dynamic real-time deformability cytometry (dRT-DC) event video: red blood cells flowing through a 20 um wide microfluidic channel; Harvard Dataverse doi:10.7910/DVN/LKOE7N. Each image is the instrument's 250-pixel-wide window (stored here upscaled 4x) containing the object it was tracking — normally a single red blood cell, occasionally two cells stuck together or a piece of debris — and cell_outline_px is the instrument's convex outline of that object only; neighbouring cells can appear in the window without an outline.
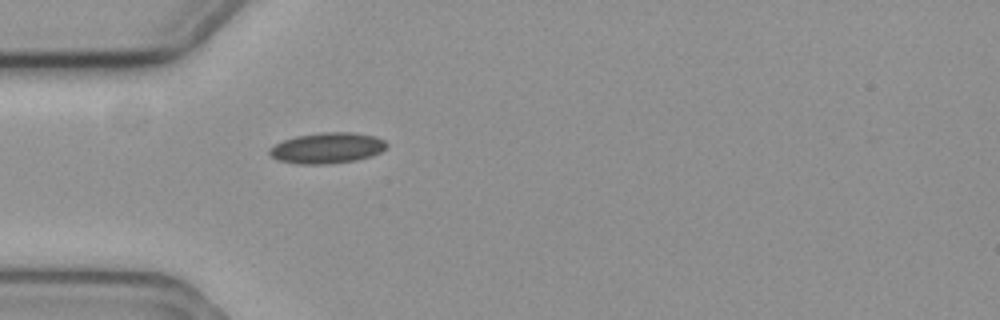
{"species": "common noctule bat (a hibernating species)", "species_latin": "Nyctalus noctula", "temperature_condition": "cold", "stored_images_in_passage": 36, "camera_frame_rate_fps": 3000, "um_per_image_px": 0.085, "animal": {"sex": "female", "body_mass_g": 19.3, "forearm_length_mm": 54.1}, "frame": {"image": 1, "passage_image": 1, "time_ms": 0.0, "image_size_px": [1000, 320], "cell_outline_px": [[388, 144], [380, 152], [372, 156], [356, 160], [328, 164], [300, 164], [280, 160], [272, 156], [268, 152], [276, 144], [284, 140], [296, 136], [320, 132], [352, 132], [376, 136], [384, 140]], "centroid_in_image_um": [27.85, 12.57], "position_along_channel_um": 57.1, "area_um2": 20.87}}
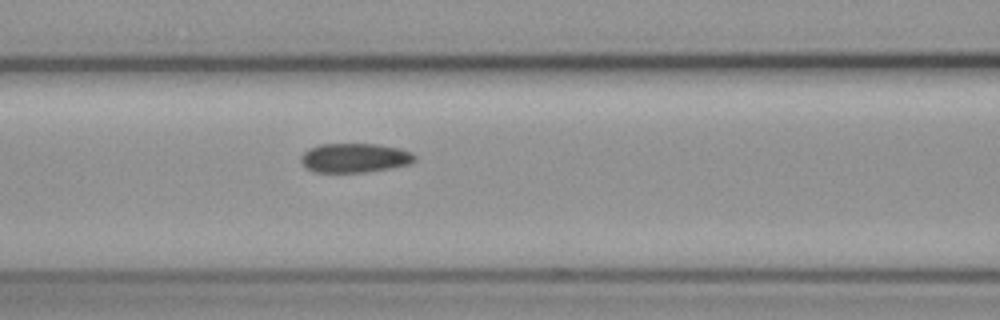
{"frame": {"image": 2, "passage_image": 8, "time_ms": 2.333, "image_size_px": [1000, 320], "cell_outline_px": [[416, 160], [408, 164], [368, 172], [316, 172], [308, 168], [300, 160], [300, 156], [308, 148], [320, 144], [376, 144], [400, 148], [412, 152], [416, 156]], "centroid_in_image_um": [30.15, 13.41], "position_along_channel_um": 136.4, "area_um2": 19.36}}
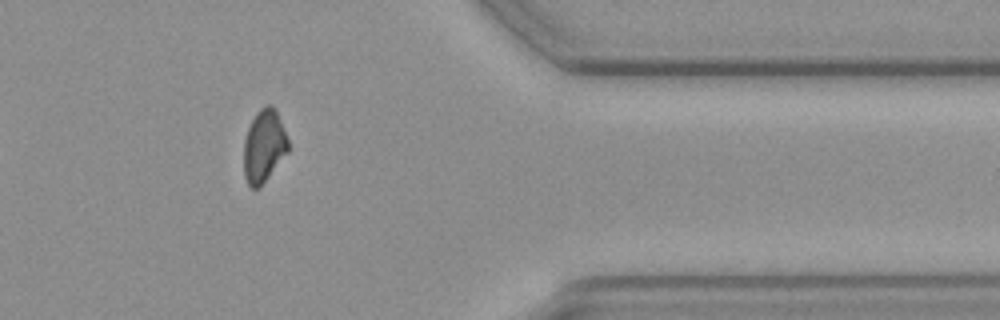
{"frame": {"image": 3, "passage_image": 31, "time_ms": 10.0, "image_size_px": [1000, 320], "cell_outline_px": [[288, 152], [260, 188], [252, 188], [248, 184], [244, 176], [244, 140], [248, 128], [256, 112], [260, 108], [268, 104], [272, 104], [276, 108], [288, 140]], "centroid_in_image_um": [22.44, 12.41], "position_along_channel_um": 389.0, "area_um2": 18.9}}